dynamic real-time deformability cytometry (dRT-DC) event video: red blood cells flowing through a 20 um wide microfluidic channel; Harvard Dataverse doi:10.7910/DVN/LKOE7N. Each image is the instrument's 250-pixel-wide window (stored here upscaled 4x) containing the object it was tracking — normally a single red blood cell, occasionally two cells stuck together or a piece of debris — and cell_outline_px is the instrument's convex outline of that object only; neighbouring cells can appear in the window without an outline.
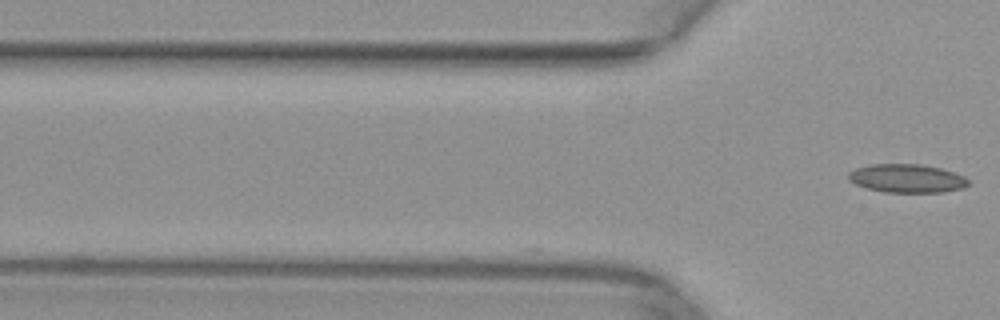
{"species": "common noctule bat (a hibernating species)", "species_latin": "Nyctalus noctula", "temperature_condition": "warm", "stored_images_in_passage": 3, "camera_frame_rate_fps": 3000, "um_per_image_px": 0.085, "animal": {"sex": "female", "body_mass_g": 29.2, "forearm_length_mm": 56.3}, "frame": {"image": 1, "passage_image": 3, "time_ms": 0.667, "image_size_px": [1000, 320], "cell_outline_px": [[968, 184], [964, 188], [944, 192], [884, 192], [868, 188], [856, 184], [848, 180], [848, 172], [856, 168], [872, 164], [920, 164], [940, 168], [964, 176], [968, 180]], "centroid_in_image_um": [77.08, 15.16], "position_along_channel_um": 48.7, "area_um2": 19.83}}